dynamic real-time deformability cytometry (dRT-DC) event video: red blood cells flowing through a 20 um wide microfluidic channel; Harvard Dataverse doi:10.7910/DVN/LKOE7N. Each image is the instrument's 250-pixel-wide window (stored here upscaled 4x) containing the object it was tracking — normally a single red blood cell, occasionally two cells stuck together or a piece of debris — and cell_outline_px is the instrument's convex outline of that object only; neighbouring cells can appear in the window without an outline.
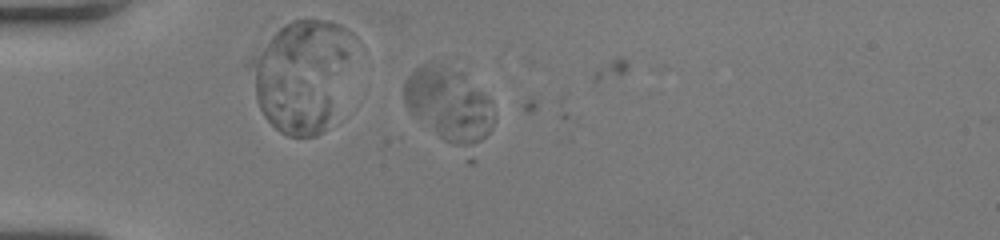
{"species": "human", "species_latin": "Homo sapiens", "temperature_condition": "room temperature", "stored_images_in_passage": 6, "camera_frame_rate_fps": 3000, "um_per_image_px": 0.085, "donor": {"sex": "female"}, "frame": {"image": 1, "passage_image": 1, "time_ms": 0.0, "image_size_px": [1000, 240], "cell_outline_px": [[492, 128], [476, 160], [472, 164], [468, 164], [408, 108], [404, 100], [404, 80], [416, 68], [424, 64], [464, 72], [488, 96], [492, 116]], "centroid_in_image_um": [38.3, 9.19], "position_along_channel_um": 46.7, "area_um2": 40.52}}